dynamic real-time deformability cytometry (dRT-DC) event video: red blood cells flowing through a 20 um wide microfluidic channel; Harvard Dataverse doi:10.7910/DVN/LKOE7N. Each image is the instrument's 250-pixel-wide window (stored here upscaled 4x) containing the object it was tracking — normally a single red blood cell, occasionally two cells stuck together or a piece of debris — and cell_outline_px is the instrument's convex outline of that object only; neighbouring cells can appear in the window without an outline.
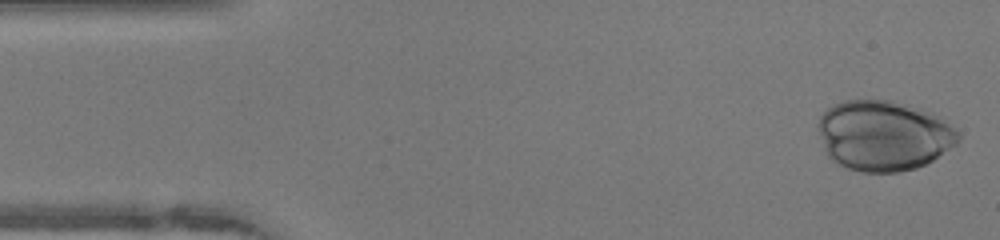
{"species": "human", "species_latin": "Homo sapiens", "temperature_condition": "warm", "stored_images_in_passage": 41, "camera_frame_rate_fps": 3000, "um_per_image_px": 0.085, "donor": {"sex": "female"}, "frame": {"image": 1, "passage_image": 1, "time_ms": 0.0, "image_size_px": [1000, 240], "cell_outline_px": [[960, 140], [956, 144], [932, 160], [916, 168], [900, 172], [860, 172], [836, 164], [828, 156], [824, 148], [816, 128], [816, 124], [820, 116], [832, 104], [844, 100], [892, 100], [920, 108], [932, 112], [940, 116], [960, 132]], "centroid_in_image_um": [75.09, 11.51], "position_along_channel_um": 9.9, "area_um2": 57.92}}
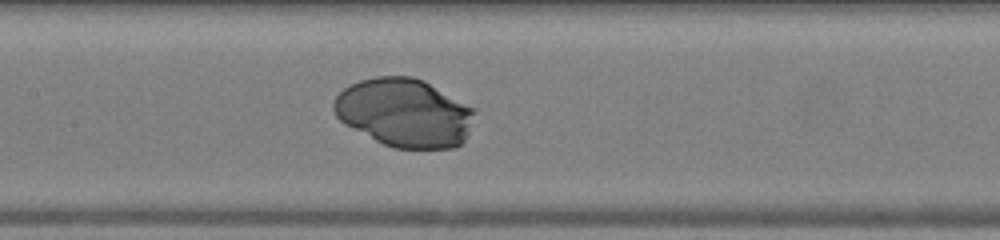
{"frame": {"image": 2, "passage_image": 21, "time_ms": 6.667, "image_size_px": [1000, 240], "cell_outline_px": [[476, 112], [468, 132], [464, 140], [456, 148], [396, 148], [384, 144], [344, 124], [336, 116], [332, 108], [332, 104], [336, 96], [344, 88], [360, 80], [376, 76], [412, 76], [424, 80], [476, 108]], "centroid_in_image_um": [34.39, 9.57], "position_along_channel_um": 173.0, "area_um2": 56.24}}
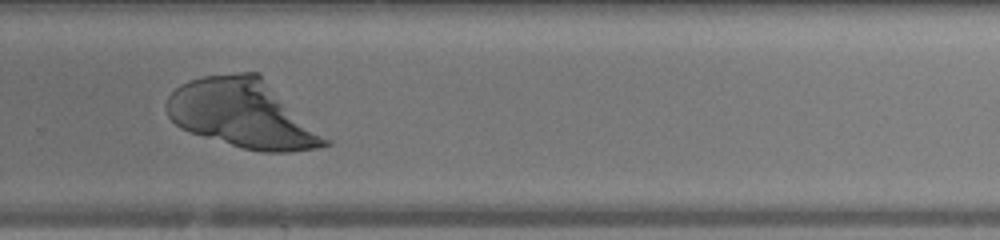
{"frame": {"image": 3, "passage_image": 31, "time_ms": 10.0, "image_size_px": [1000, 240], "cell_outline_px": [[332, 144], [320, 148], [288, 152], [260, 152], [244, 148], [188, 132], [180, 128], [168, 116], [168, 96], [180, 84], [188, 80], [204, 76], [236, 72], [260, 72], [332, 140]], "centroid_in_image_um": [20.71, 9.67], "position_along_channel_um": 309.1, "area_um2": 63.87}}